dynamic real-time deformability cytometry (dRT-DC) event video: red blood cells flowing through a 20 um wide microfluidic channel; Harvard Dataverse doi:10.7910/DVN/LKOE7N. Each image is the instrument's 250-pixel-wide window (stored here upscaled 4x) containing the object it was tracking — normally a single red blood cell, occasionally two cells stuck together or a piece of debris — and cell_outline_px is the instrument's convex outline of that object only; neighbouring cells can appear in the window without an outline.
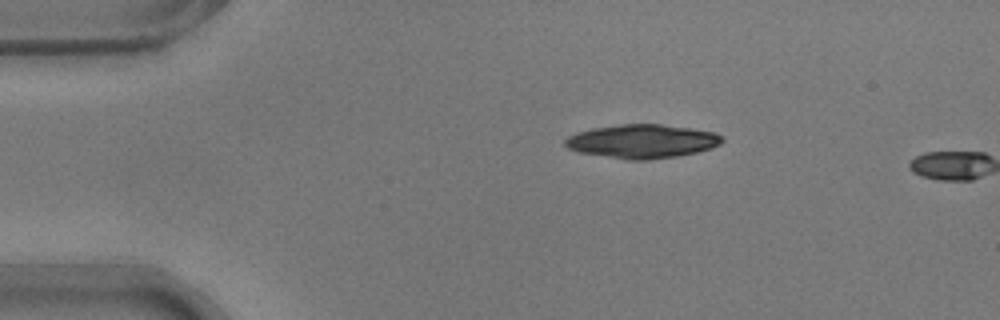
{"species": "common noctule bat (a hibernating species)", "species_latin": "Nyctalus noctula", "temperature_condition": "warm", "stored_images_in_passage": 2, "camera_frame_rate_fps": 3000, "um_per_image_px": 0.085, "animal": {"sex": "male", "body_mass_g": 17.9}, "frame": {"image": 1, "passage_image": 1, "time_ms": 0.0, "image_size_px": [1000, 320], "cell_outline_px": [[724, 140], [720, 144], [712, 148], [680, 156], [648, 160], [628, 160], [580, 152], [568, 148], [564, 144], [564, 140], [568, 136], [576, 132], [592, 128], [620, 124], [660, 124], [716, 132]], "centroid_in_image_um": [54.58, 12.01], "position_along_channel_um": 30.4, "area_um2": 30.92}}